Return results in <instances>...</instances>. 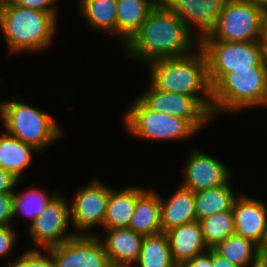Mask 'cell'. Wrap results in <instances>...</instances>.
Listing matches in <instances>:
<instances>
[{
  "label": "cell",
  "mask_w": 267,
  "mask_h": 267,
  "mask_svg": "<svg viewBox=\"0 0 267 267\" xmlns=\"http://www.w3.org/2000/svg\"><path fill=\"white\" fill-rule=\"evenodd\" d=\"M262 25H267V8H265V16H264Z\"/></svg>",
  "instance_id": "cell-39"
},
{
  "label": "cell",
  "mask_w": 267,
  "mask_h": 267,
  "mask_svg": "<svg viewBox=\"0 0 267 267\" xmlns=\"http://www.w3.org/2000/svg\"><path fill=\"white\" fill-rule=\"evenodd\" d=\"M124 125L129 134L146 140H183L198 131L184 118L152 111L138 98L124 114Z\"/></svg>",
  "instance_id": "cell-8"
},
{
  "label": "cell",
  "mask_w": 267,
  "mask_h": 267,
  "mask_svg": "<svg viewBox=\"0 0 267 267\" xmlns=\"http://www.w3.org/2000/svg\"><path fill=\"white\" fill-rule=\"evenodd\" d=\"M101 239L112 267H133L137 262L144 236L128 228L104 229Z\"/></svg>",
  "instance_id": "cell-16"
},
{
  "label": "cell",
  "mask_w": 267,
  "mask_h": 267,
  "mask_svg": "<svg viewBox=\"0 0 267 267\" xmlns=\"http://www.w3.org/2000/svg\"><path fill=\"white\" fill-rule=\"evenodd\" d=\"M174 262L183 265L209 248L207 247L199 221L174 227L165 232Z\"/></svg>",
  "instance_id": "cell-17"
},
{
  "label": "cell",
  "mask_w": 267,
  "mask_h": 267,
  "mask_svg": "<svg viewBox=\"0 0 267 267\" xmlns=\"http://www.w3.org/2000/svg\"><path fill=\"white\" fill-rule=\"evenodd\" d=\"M267 106V66L233 69L212 87V116Z\"/></svg>",
  "instance_id": "cell-4"
},
{
  "label": "cell",
  "mask_w": 267,
  "mask_h": 267,
  "mask_svg": "<svg viewBox=\"0 0 267 267\" xmlns=\"http://www.w3.org/2000/svg\"><path fill=\"white\" fill-rule=\"evenodd\" d=\"M39 249H27L18 259L8 262L4 267H55L54 260L48 250L42 254ZM3 267V266H2Z\"/></svg>",
  "instance_id": "cell-29"
},
{
  "label": "cell",
  "mask_w": 267,
  "mask_h": 267,
  "mask_svg": "<svg viewBox=\"0 0 267 267\" xmlns=\"http://www.w3.org/2000/svg\"><path fill=\"white\" fill-rule=\"evenodd\" d=\"M230 181L229 179L225 184L216 188L194 192V208L197 221L232 208L236 195Z\"/></svg>",
  "instance_id": "cell-24"
},
{
  "label": "cell",
  "mask_w": 267,
  "mask_h": 267,
  "mask_svg": "<svg viewBox=\"0 0 267 267\" xmlns=\"http://www.w3.org/2000/svg\"><path fill=\"white\" fill-rule=\"evenodd\" d=\"M147 67L149 80L156 88L196 97L212 113V87L206 56L200 47L183 57L155 60Z\"/></svg>",
  "instance_id": "cell-2"
},
{
  "label": "cell",
  "mask_w": 267,
  "mask_h": 267,
  "mask_svg": "<svg viewBox=\"0 0 267 267\" xmlns=\"http://www.w3.org/2000/svg\"><path fill=\"white\" fill-rule=\"evenodd\" d=\"M137 201V187L111 189L103 229L128 228Z\"/></svg>",
  "instance_id": "cell-22"
},
{
  "label": "cell",
  "mask_w": 267,
  "mask_h": 267,
  "mask_svg": "<svg viewBox=\"0 0 267 267\" xmlns=\"http://www.w3.org/2000/svg\"><path fill=\"white\" fill-rule=\"evenodd\" d=\"M200 48L207 60L208 78L213 87L233 69H251V66H267V56L261 41L226 42L200 40Z\"/></svg>",
  "instance_id": "cell-7"
},
{
  "label": "cell",
  "mask_w": 267,
  "mask_h": 267,
  "mask_svg": "<svg viewBox=\"0 0 267 267\" xmlns=\"http://www.w3.org/2000/svg\"><path fill=\"white\" fill-rule=\"evenodd\" d=\"M78 7L92 30L105 31L117 38V0H78Z\"/></svg>",
  "instance_id": "cell-23"
},
{
  "label": "cell",
  "mask_w": 267,
  "mask_h": 267,
  "mask_svg": "<svg viewBox=\"0 0 267 267\" xmlns=\"http://www.w3.org/2000/svg\"><path fill=\"white\" fill-rule=\"evenodd\" d=\"M149 85L138 97L148 109L182 117L198 132L213 119L212 113L196 97L166 92L156 88L151 82Z\"/></svg>",
  "instance_id": "cell-9"
},
{
  "label": "cell",
  "mask_w": 267,
  "mask_h": 267,
  "mask_svg": "<svg viewBox=\"0 0 267 267\" xmlns=\"http://www.w3.org/2000/svg\"><path fill=\"white\" fill-rule=\"evenodd\" d=\"M136 265V266H135ZM165 232L144 236L141 251L133 267H175Z\"/></svg>",
  "instance_id": "cell-26"
},
{
  "label": "cell",
  "mask_w": 267,
  "mask_h": 267,
  "mask_svg": "<svg viewBox=\"0 0 267 267\" xmlns=\"http://www.w3.org/2000/svg\"><path fill=\"white\" fill-rule=\"evenodd\" d=\"M33 152L39 151L6 131L0 133V168L13 173L18 179H25L23 171L31 164Z\"/></svg>",
  "instance_id": "cell-21"
},
{
  "label": "cell",
  "mask_w": 267,
  "mask_h": 267,
  "mask_svg": "<svg viewBox=\"0 0 267 267\" xmlns=\"http://www.w3.org/2000/svg\"><path fill=\"white\" fill-rule=\"evenodd\" d=\"M55 267H112L101 238L95 234L75 235L46 249Z\"/></svg>",
  "instance_id": "cell-12"
},
{
  "label": "cell",
  "mask_w": 267,
  "mask_h": 267,
  "mask_svg": "<svg viewBox=\"0 0 267 267\" xmlns=\"http://www.w3.org/2000/svg\"><path fill=\"white\" fill-rule=\"evenodd\" d=\"M21 181L13 173L0 168V193L15 192L16 185Z\"/></svg>",
  "instance_id": "cell-33"
},
{
  "label": "cell",
  "mask_w": 267,
  "mask_h": 267,
  "mask_svg": "<svg viewBox=\"0 0 267 267\" xmlns=\"http://www.w3.org/2000/svg\"><path fill=\"white\" fill-rule=\"evenodd\" d=\"M264 16L258 0H227L215 27L201 40L261 41Z\"/></svg>",
  "instance_id": "cell-6"
},
{
  "label": "cell",
  "mask_w": 267,
  "mask_h": 267,
  "mask_svg": "<svg viewBox=\"0 0 267 267\" xmlns=\"http://www.w3.org/2000/svg\"><path fill=\"white\" fill-rule=\"evenodd\" d=\"M14 192L0 193V227L12 226Z\"/></svg>",
  "instance_id": "cell-30"
},
{
  "label": "cell",
  "mask_w": 267,
  "mask_h": 267,
  "mask_svg": "<svg viewBox=\"0 0 267 267\" xmlns=\"http://www.w3.org/2000/svg\"><path fill=\"white\" fill-rule=\"evenodd\" d=\"M17 0H0V8L9 4H15Z\"/></svg>",
  "instance_id": "cell-38"
},
{
  "label": "cell",
  "mask_w": 267,
  "mask_h": 267,
  "mask_svg": "<svg viewBox=\"0 0 267 267\" xmlns=\"http://www.w3.org/2000/svg\"><path fill=\"white\" fill-rule=\"evenodd\" d=\"M161 0H117V38L123 47L140 30Z\"/></svg>",
  "instance_id": "cell-20"
},
{
  "label": "cell",
  "mask_w": 267,
  "mask_h": 267,
  "mask_svg": "<svg viewBox=\"0 0 267 267\" xmlns=\"http://www.w3.org/2000/svg\"><path fill=\"white\" fill-rule=\"evenodd\" d=\"M13 226L0 227V258H4L14 249L16 233Z\"/></svg>",
  "instance_id": "cell-31"
},
{
  "label": "cell",
  "mask_w": 267,
  "mask_h": 267,
  "mask_svg": "<svg viewBox=\"0 0 267 267\" xmlns=\"http://www.w3.org/2000/svg\"><path fill=\"white\" fill-rule=\"evenodd\" d=\"M207 247L215 248L219 243L235 234V222L232 208L216 213L199 221Z\"/></svg>",
  "instance_id": "cell-27"
},
{
  "label": "cell",
  "mask_w": 267,
  "mask_h": 267,
  "mask_svg": "<svg viewBox=\"0 0 267 267\" xmlns=\"http://www.w3.org/2000/svg\"><path fill=\"white\" fill-rule=\"evenodd\" d=\"M212 265L213 267H240L228 261L224 256L212 248Z\"/></svg>",
  "instance_id": "cell-35"
},
{
  "label": "cell",
  "mask_w": 267,
  "mask_h": 267,
  "mask_svg": "<svg viewBox=\"0 0 267 267\" xmlns=\"http://www.w3.org/2000/svg\"><path fill=\"white\" fill-rule=\"evenodd\" d=\"M185 165L180 185L193 192L216 188L231 179L227 166L201 150L193 149Z\"/></svg>",
  "instance_id": "cell-13"
},
{
  "label": "cell",
  "mask_w": 267,
  "mask_h": 267,
  "mask_svg": "<svg viewBox=\"0 0 267 267\" xmlns=\"http://www.w3.org/2000/svg\"><path fill=\"white\" fill-rule=\"evenodd\" d=\"M13 98L0 102V119L6 132L40 152L60 140L63 130L51 115Z\"/></svg>",
  "instance_id": "cell-5"
},
{
  "label": "cell",
  "mask_w": 267,
  "mask_h": 267,
  "mask_svg": "<svg viewBox=\"0 0 267 267\" xmlns=\"http://www.w3.org/2000/svg\"><path fill=\"white\" fill-rule=\"evenodd\" d=\"M259 253H260L262 261L267 262V225H266V230H265L263 241L259 246Z\"/></svg>",
  "instance_id": "cell-36"
},
{
  "label": "cell",
  "mask_w": 267,
  "mask_h": 267,
  "mask_svg": "<svg viewBox=\"0 0 267 267\" xmlns=\"http://www.w3.org/2000/svg\"><path fill=\"white\" fill-rule=\"evenodd\" d=\"M128 229L143 236L162 232L159 194L151 189L137 187V201Z\"/></svg>",
  "instance_id": "cell-19"
},
{
  "label": "cell",
  "mask_w": 267,
  "mask_h": 267,
  "mask_svg": "<svg viewBox=\"0 0 267 267\" xmlns=\"http://www.w3.org/2000/svg\"><path fill=\"white\" fill-rule=\"evenodd\" d=\"M57 27L52 14L16 4L0 8V28L10 53L45 50L52 44Z\"/></svg>",
  "instance_id": "cell-3"
},
{
  "label": "cell",
  "mask_w": 267,
  "mask_h": 267,
  "mask_svg": "<svg viewBox=\"0 0 267 267\" xmlns=\"http://www.w3.org/2000/svg\"><path fill=\"white\" fill-rule=\"evenodd\" d=\"M94 178L74 194L70 203L71 223L76 235H87L95 226L103 228L110 190L102 180ZM79 231V232H76ZM86 231V232H85Z\"/></svg>",
  "instance_id": "cell-11"
},
{
  "label": "cell",
  "mask_w": 267,
  "mask_h": 267,
  "mask_svg": "<svg viewBox=\"0 0 267 267\" xmlns=\"http://www.w3.org/2000/svg\"><path fill=\"white\" fill-rule=\"evenodd\" d=\"M50 195L39 188H31L27 191L14 192L13 215L23 214L30 219L29 227L35 219L45 210L50 201L58 194L56 192Z\"/></svg>",
  "instance_id": "cell-28"
},
{
  "label": "cell",
  "mask_w": 267,
  "mask_h": 267,
  "mask_svg": "<svg viewBox=\"0 0 267 267\" xmlns=\"http://www.w3.org/2000/svg\"><path fill=\"white\" fill-rule=\"evenodd\" d=\"M214 249L228 261L240 267H258L263 262L259 246L237 234L230 235Z\"/></svg>",
  "instance_id": "cell-25"
},
{
  "label": "cell",
  "mask_w": 267,
  "mask_h": 267,
  "mask_svg": "<svg viewBox=\"0 0 267 267\" xmlns=\"http://www.w3.org/2000/svg\"><path fill=\"white\" fill-rule=\"evenodd\" d=\"M58 193L44 211L28 227V235L35 247L48 249L60 245L74 237L75 232H68L71 226L70 206ZM69 233V234H68Z\"/></svg>",
  "instance_id": "cell-10"
},
{
  "label": "cell",
  "mask_w": 267,
  "mask_h": 267,
  "mask_svg": "<svg viewBox=\"0 0 267 267\" xmlns=\"http://www.w3.org/2000/svg\"><path fill=\"white\" fill-rule=\"evenodd\" d=\"M159 198L162 232L196 221L193 191L179 184L168 199L165 200L160 194Z\"/></svg>",
  "instance_id": "cell-18"
},
{
  "label": "cell",
  "mask_w": 267,
  "mask_h": 267,
  "mask_svg": "<svg viewBox=\"0 0 267 267\" xmlns=\"http://www.w3.org/2000/svg\"><path fill=\"white\" fill-rule=\"evenodd\" d=\"M182 267H213L212 248L199 255H196L193 259L187 260Z\"/></svg>",
  "instance_id": "cell-34"
},
{
  "label": "cell",
  "mask_w": 267,
  "mask_h": 267,
  "mask_svg": "<svg viewBox=\"0 0 267 267\" xmlns=\"http://www.w3.org/2000/svg\"><path fill=\"white\" fill-rule=\"evenodd\" d=\"M199 47L198 38L160 1L124 49L128 56L147 65L159 59L189 55Z\"/></svg>",
  "instance_id": "cell-1"
},
{
  "label": "cell",
  "mask_w": 267,
  "mask_h": 267,
  "mask_svg": "<svg viewBox=\"0 0 267 267\" xmlns=\"http://www.w3.org/2000/svg\"><path fill=\"white\" fill-rule=\"evenodd\" d=\"M264 8H267V0H258Z\"/></svg>",
  "instance_id": "cell-40"
},
{
  "label": "cell",
  "mask_w": 267,
  "mask_h": 267,
  "mask_svg": "<svg viewBox=\"0 0 267 267\" xmlns=\"http://www.w3.org/2000/svg\"><path fill=\"white\" fill-rule=\"evenodd\" d=\"M200 41L213 30L227 0H161ZM192 28V29H191ZM196 28V29H195ZM195 29V32H193Z\"/></svg>",
  "instance_id": "cell-14"
},
{
  "label": "cell",
  "mask_w": 267,
  "mask_h": 267,
  "mask_svg": "<svg viewBox=\"0 0 267 267\" xmlns=\"http://www.w3.org/2000/svg\"><path fill=\"white\" fill-rule=\"evenodd\" d=\"M261 44L267 56V25H262Z\"/></svg>",
  "instance_id": "cell-37"
},
{
  "label": "cell",
  "mask_w": 267,
  "mask_h": 267,
  "mask_svg": "<svg viewBox=\"0 0 267 267\" xmlns=\"http://www.w3.org/2000/svg\"><path fill=\"white\" fill-rule=\"evenodd\" d=\"M237 195L232 205L235 234L260 246L267 225V204L243 193Z\"/></svg>",
  "instance_id": "cell-15"
},
{
  "label": "cell",
  "mask_w": 267,
  "mask_h": 267,
  "mask_svg": "<svg viewBox=\"0 0 267 267\" xmlns=\"http://www.w3.org/2000/svg\"><path fill=\"white\" fill-rule=\"evenodd\" d=\"M258 267H267V262H262Z\"/></svg>",
  "instance_id": "cell-41"
},
{
  "label": "cell",
  "mask_w": 267,
  "mask_h": 267,
  "mask_svg": "<svg viewBox=\"0 0 267 267\" xmlns=\"http://www.w3.org/2000/svg\"><path fill=\"white\" fill-rule=\"evenodd\" d=\"M54 2H57V0H17L15 4L21 7L35 9L44 13H49L57 18V10L56 8H53Z\"/></svg>",
  "instance_id": "cell-32"
}]
</instances>
